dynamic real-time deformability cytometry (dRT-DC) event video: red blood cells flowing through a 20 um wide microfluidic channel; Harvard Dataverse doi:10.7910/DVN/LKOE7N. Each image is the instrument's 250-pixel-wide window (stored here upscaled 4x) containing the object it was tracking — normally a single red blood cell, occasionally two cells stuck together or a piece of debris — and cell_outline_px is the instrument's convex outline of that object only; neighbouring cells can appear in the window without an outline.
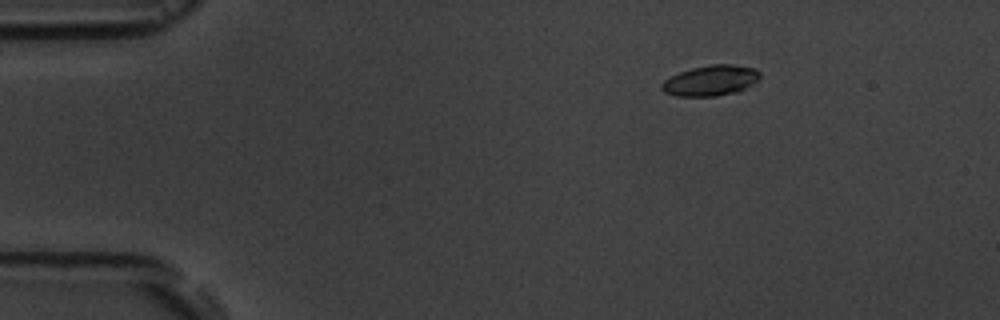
{"species": "common noctule bat (a hibernating species)", "species_latin": "Nyctalus noctula", "temperature_condition": "room temperature", "stored_images_in_passage": 7, "camera_frame_rate_fps": 3000, "um_per_image_px": 0.085, "animal": {"sex": "male", "body_mass_g": 19.5, "forearm_length_mm": 54.6}, "frame": {"image": 1, "passage_image": 3, "time_ms": 2.333, "image_size_px": [1000, 320], "cell_outline_px": [[760, 76], [756, 80], [744, 88], [736, 92], [716, 96], [676, 96], [664, 92], [660, 88], [660, 84], [664, 80], [680, 72], [692, 68], [712, 64], [732, 64], [756, 68], [760, 72]], "centroid_in_image_um": [60.38, 6.84], "position_along_channel_um": 24.6, "area_um2": 17.34}}